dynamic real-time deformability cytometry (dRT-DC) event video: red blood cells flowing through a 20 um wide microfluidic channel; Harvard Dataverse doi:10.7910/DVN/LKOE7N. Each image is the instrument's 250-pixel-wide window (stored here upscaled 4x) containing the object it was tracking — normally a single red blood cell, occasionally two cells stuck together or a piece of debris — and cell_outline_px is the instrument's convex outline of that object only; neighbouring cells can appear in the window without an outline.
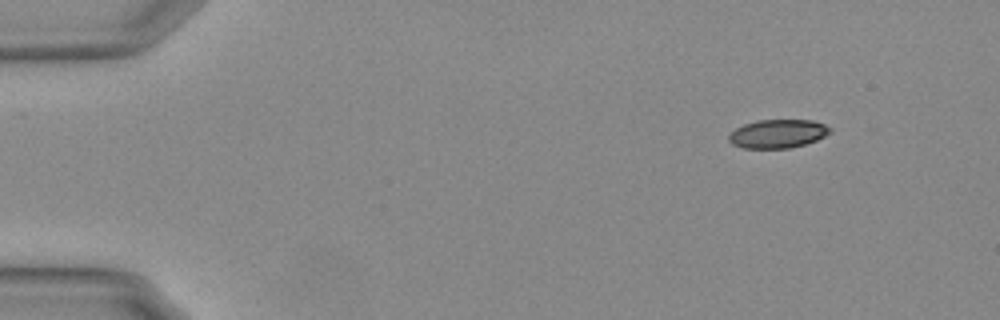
{"species": "Egyptian fruit bat (a non-hibernating species)", "species_latin": "Rousettus aegyptiacus", "temperature_condition": "warm", "stored_images_in_passage": 50, "camera_frame_rate_fps": 3000, "um_per_image_px": 0.085, "animal": {"sex": "female"}, "frame": {"image": 1, "passage_image": 1, "time_ms": 0.0, "image_size_px": [1000, 320], "cell_outline_px": [[832, 132], [816, 140], [804, 144], [788, 148], [744, 148], [732, 144], [728, 140], [728, 136], [736, 128], [744, 124], [756, 120], [812, 120], [824, 124], [832, 128]], "centroid_in_image_um": [66.11, 11.36], "position_along_channel_um": 18.9, "area_um2": 16.82}}
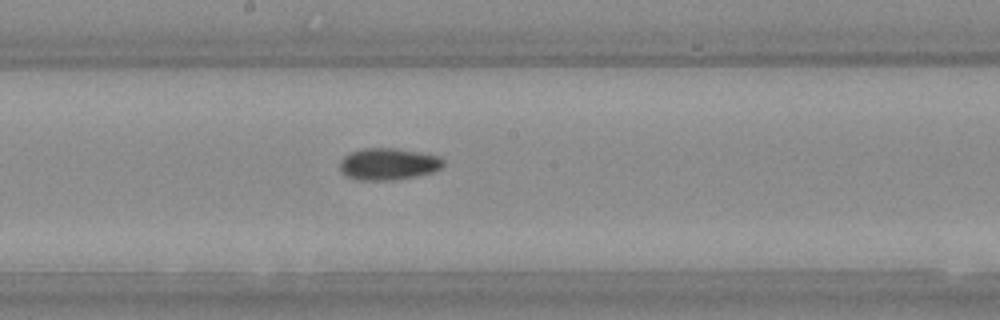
{"frame": {"image": 2, "passage_image": 25, "time_ms": 8.0, "image_size_px": [1000, 320], "cell_outline_px": [[444, 164], [440, 168], [432, 172], [416, 176], [392, 180], [356, 180], [344, 176], [340, 172], [340, 160], [348, 152], [360, 148], [396, 148], [440, 156], [444, 160]], "centroid_in_image_um": [32.95, 13.94], "position_along_channel_um": 215.3, "area_um2": 19.48}}
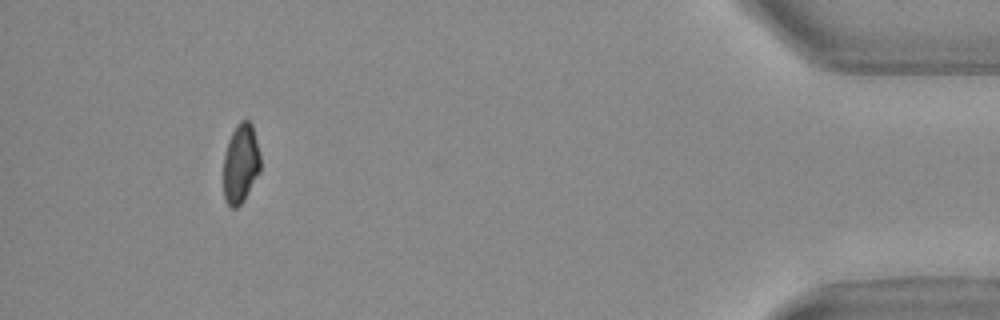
{"frame": {"image": 3, "passage_image": 46, "time_ms": 15.0, "image_size_px": [1000, 320], "cell_outline_px": [[260, 172], [244, 200], [236, 208], [228, 208], [224, 200], [224, 156], [228, 140], [236, 124], [240, 120], [248, 120], [252, 124], [260, 152]], "centroid_in_image_um": [20.46, 13.91], "position_along_channel_um": 414.7, "area_um2": 17.34}, "authors_computed_cell_mechanics": {"area_um2": 18.2648, "velocity_mm_per_s": 3.7492, "shape_relaxation_time_tau1_ms": null, "shape_relaxation_time_tau2_ms": 3.1255, "deformation_change_tau1": null, "deformation_change_tau2": 0.078}}